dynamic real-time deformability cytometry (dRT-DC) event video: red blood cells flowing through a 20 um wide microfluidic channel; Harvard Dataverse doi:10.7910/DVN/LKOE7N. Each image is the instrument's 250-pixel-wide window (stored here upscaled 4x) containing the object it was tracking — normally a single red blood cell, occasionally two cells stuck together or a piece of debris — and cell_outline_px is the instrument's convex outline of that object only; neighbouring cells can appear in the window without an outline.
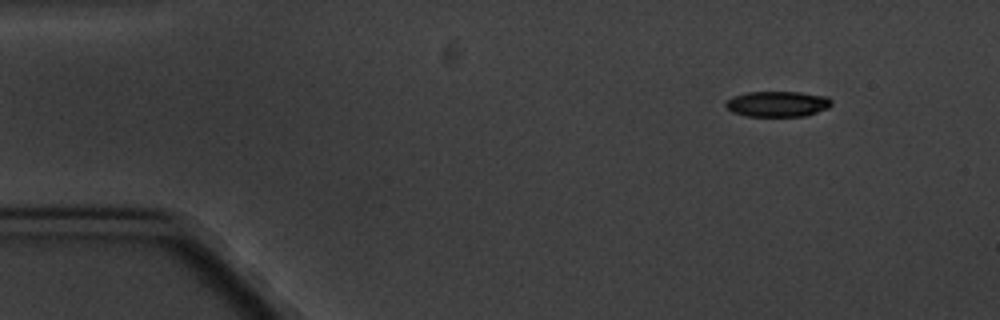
{"species": "common noctule bat (a hibernating species)", "species_latin": "Nyctalus noctula", "temperature_condition": "cold", "stored_images_in_passage": 4, "camera_frame_rate_fps": 3000, "um_per_image_px": 0.085, "animal": {"sex": "male", "body_mass_g": 20.1, "forearm_length_mm": 53.5}, "frame": {"image": 1, "passage_image": 1, "time_ms": 0.0, "image_size_px": [1000, 320], "cell_outline_px": [[832, 104], [828, 108], [804, 116], [744, 116], [732, 112], [724, 104], [732, 96], [748, 92], [800, 92], [828, 96], [832, 100]], "centroid_in_image_um": [66.1, 8.83], "position_along_channel_um": 18.9, "area_um2": 15.84}}